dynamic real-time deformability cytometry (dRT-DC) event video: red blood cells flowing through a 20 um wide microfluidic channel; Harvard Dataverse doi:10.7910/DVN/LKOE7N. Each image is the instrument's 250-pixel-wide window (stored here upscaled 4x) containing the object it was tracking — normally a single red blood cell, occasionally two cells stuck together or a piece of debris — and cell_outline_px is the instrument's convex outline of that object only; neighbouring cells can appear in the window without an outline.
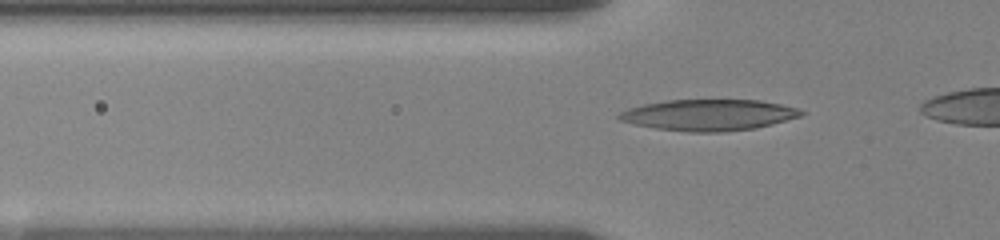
{"species": "human", "species_latin": "Homo sapiens", "temperature_condition": "room temperature", "stored_images_in_passage": 18, "segment_of_instrument_passage": [1, 2], "camera_frame_rate_fps": 3000, "um_per_image_px": 0.085, "donor": {"sex": "female"}, "frame": {"image": 1, "passage_image": 4, "time_ms": 1.333, "image_size_px": [1000, 240], "cell_outline_px": [[804, 112], [800, 116], [772, 124], [756, 128], [720, 132], [688, 132], [656, 128], [636, 124], [620, 120], [616, 116], [620, 112], [628, 108], [644, 104], [668, 100], [760, 100], [780, 104], [796, 108]], "centroid_in_image_um": [60.22, 9.77], "position_along_channel_um": 65.6, "area_um2": 32.83}}
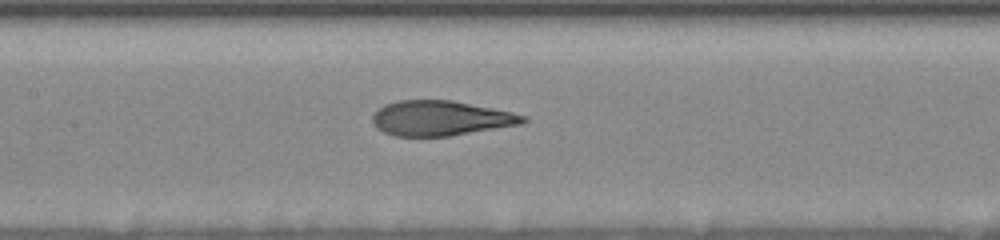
{"frame": {"image": 2, "passage_image": 11, "time_ms": 4.333, "image_size_px": [1000, 240], "cell_outline_px": [[528, 120], [520, 124], [448, 136], [396, 136], [384, 132], [376, 128], [372, 120], [372, 116], [384, 104], [396, 100], [452, 100], [512, 112], [528, 116]], "centroid_in_image_um": [37.44, 10.04], "position_along_channel_um": 170.0, "area_um2": 30.52}}
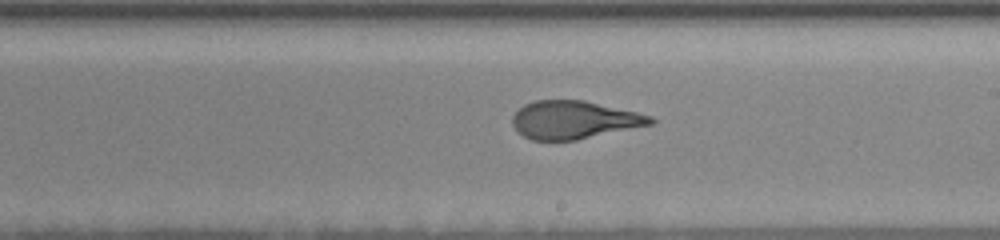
{"frame": {"image": 3, "passage_image": 16, "time_ms": 6.333, "image_size_px": [1000, 240], "cell_outline_px": [[656, 120], [652, 124], [576, 140], [532, 140], [516, 132], [512, 124], [512, 116], [524, 104], [536, 100], [584, 100], [636, 112], [652, 116]], "centroid_in_image_um": [48.76, 10.19], "position_along_channel_um": 240.2, "area_um2": 30.46}}